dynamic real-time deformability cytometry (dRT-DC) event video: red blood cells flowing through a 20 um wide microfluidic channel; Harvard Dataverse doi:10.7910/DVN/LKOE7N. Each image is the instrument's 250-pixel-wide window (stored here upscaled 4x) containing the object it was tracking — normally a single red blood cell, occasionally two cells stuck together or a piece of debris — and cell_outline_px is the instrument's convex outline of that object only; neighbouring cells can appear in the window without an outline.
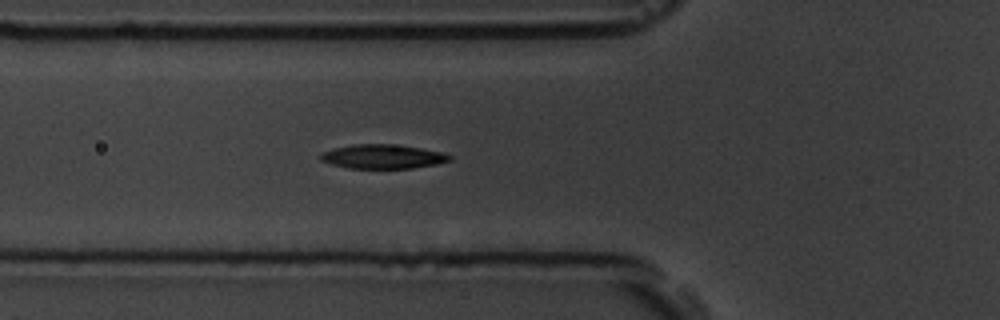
{"species": "common noctule bat (a hibernating species)", "species_latin": "Nyctalus noctula", "temperature_condition": "room temperature", "stored_images_in_passage": 4, "camera_frame_rate_fps": 3000, "um_per_image_px": 0.085, "animal": {"sex": "male", "body_mass_g": 19.5, "forearm_length_mm": 54.6}, "frame": {"image": 1, "passage_image": 4, "time_ms": 4.333, "image_size_px": [1000, 320], "cell_outline_px": [[452, 160], [436, 164], [412, 168], [348, 168], [332, 164], [320, 160], [320, 152], [332, 148], [352, 144], [392, 144], [420, 148], [440, 152], [452, 156]], "centroid_in_image_um": [32.49, 13.3], "position_along_channel_um": 93.3, "area_um2": 18.15}}